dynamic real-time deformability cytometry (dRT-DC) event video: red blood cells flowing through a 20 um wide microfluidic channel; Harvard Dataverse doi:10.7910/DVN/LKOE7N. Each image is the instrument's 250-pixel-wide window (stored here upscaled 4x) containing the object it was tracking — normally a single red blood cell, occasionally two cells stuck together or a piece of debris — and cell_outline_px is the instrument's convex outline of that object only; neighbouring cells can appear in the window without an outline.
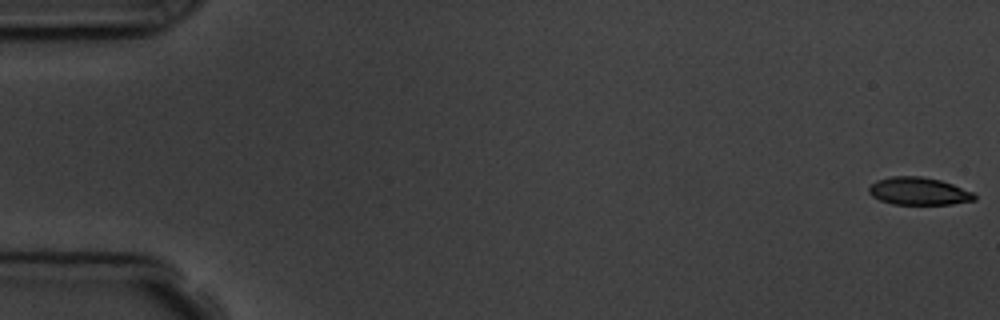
{"species": "common noctule bat (a hibernating species)", "species_latin": "Nyctalus noctula", "temperature_condition": "room temperature", "stored_images_in_passage": 7, "camera_frame_rate_fps": 3000, "um_per_image_px": 0.085, "animal": {"sex": "male", "body_mass_g": 19.5, "forearm_length_mm": 54.6}, "frame": {"image": 1, "passage_image": 1, "time_ms": 0.0, "image_size_px": [1000, 320], "cell_outline_px": [[976, 200], [952, 204], [892, 204], [880, 200], [872, 196], [868, 192], [868, 188], [876, 180], [892, 176], [920, 176], [940, 180], [952, 184], [972, 192], [976, 196]], "centroid_in_image_um": [78.07, 16.25], "position_along_channel_um": 6.9, "area_um2": 16.94}}
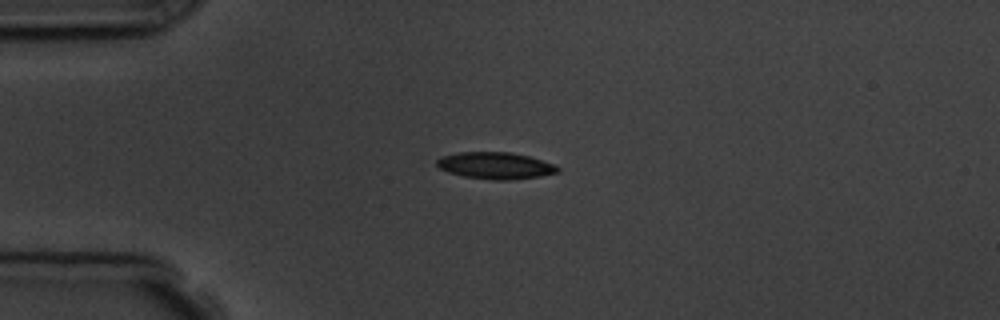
{"frame": {"image": 2, "passage_image": 5, "time_ms": 4.333, "image_size_px": [1000, 320], "cell_outline_px": [[560, 172], [540, 176], [508, 180], [492, 180], [464, 176], [448, 172], [440, 168], [436, 164], [436, 160], [440, 156], [460, 152], [512, 152], [528, 156], [556, 164], [560, 168]], "centroid_in_image_um": [42.13, 14.07], "position_along_channel_um": 42.9, "area_um2": 18.96}}